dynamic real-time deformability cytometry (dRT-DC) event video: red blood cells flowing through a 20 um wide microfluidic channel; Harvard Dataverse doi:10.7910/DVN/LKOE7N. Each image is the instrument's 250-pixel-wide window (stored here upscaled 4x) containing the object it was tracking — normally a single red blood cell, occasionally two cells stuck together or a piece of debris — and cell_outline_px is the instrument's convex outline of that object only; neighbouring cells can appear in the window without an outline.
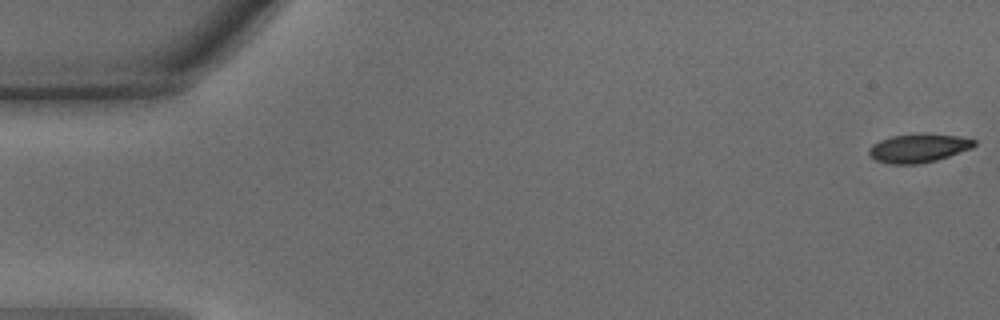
{"species": "common noctule bat (a hibernating species)", "species_latin": "Nyctalus noctula", "temperature_condition": "warm", "stored_images_in_passage": 12, "camera_frame_rate_fps": 3000, "um_per_image_px": 0.085, "animal": {"sex": "male", "body_mass_g": 15.6}, "frame": {"image": 1, "passage_image": 1, "time_ms": 0.0, "image_size_px": [1000, 320], "cell_outline_px": [[976, 144], [972, 148], [936, 160], [920, 164], [892, 164], [876, 160], [868, 156], [868, 148], [872, 144], [880, 140], [892, 136], [960, 136], [976, 140]], "centroid_in_image_um": [78.03, 12.64], "position_along_channel_um": 7.0, "area_um2": 16.88}}
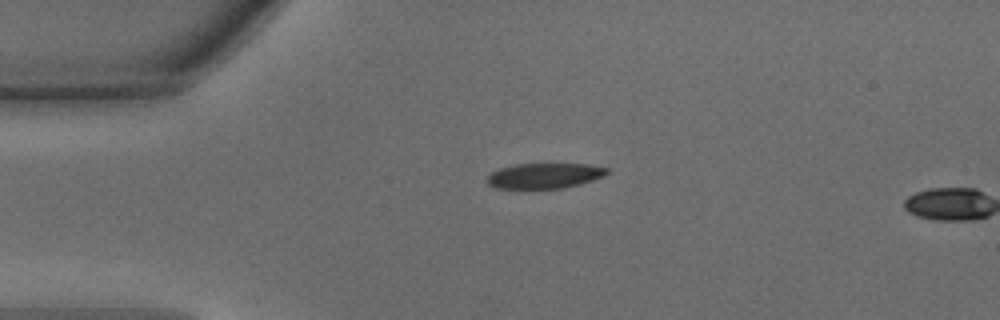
{"frame": {"image": 2, "passage_image": 11, "time_ms": 3.333, "image_size_px": [1000, 320], "cell_outline_px": [[608, 172], [604, 176], [580, 184], [564, 188], [496, 188], [488, 184], [488, 176], [492, 172], [500, 168], [516, 164], [588, 164], [608, 168]], "centroid_in_image_um": [46.3, 14.93], "position_along_channel_um": 38.7, "area_um2": 17.51}}